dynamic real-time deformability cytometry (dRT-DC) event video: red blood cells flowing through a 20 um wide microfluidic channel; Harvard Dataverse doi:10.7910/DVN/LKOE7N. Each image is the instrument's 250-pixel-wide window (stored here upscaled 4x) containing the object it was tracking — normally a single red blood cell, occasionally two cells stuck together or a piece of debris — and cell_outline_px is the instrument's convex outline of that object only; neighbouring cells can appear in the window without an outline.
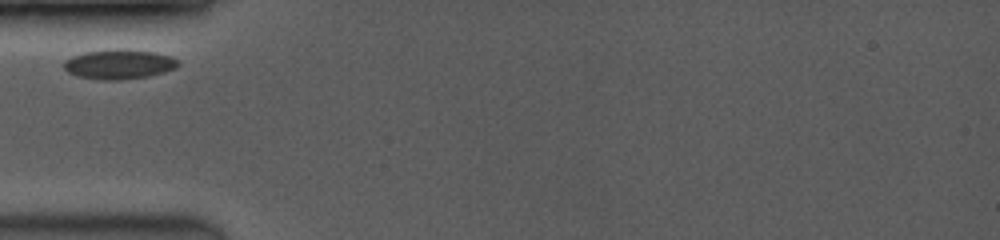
{"species": "common noctule bat (a hibernating species)", "species_latin": "Nyctalus noctula", "temperature_condition": "room temperature", "stored_images_in_passage": 32, "camera_frame_rate_fps": 3500, "um_per_image_px": 0.085, "animal": {"sex": "female", "body_mass_g": 19.0, "forearm_length_mm": 53.3}, "frame": {"image": 1, "passage_image": 1, "time_ms": 0.0, "image_size_px": [1000, 240], "cell_outline_px": [[180, 64], [176, 68], [164, 72], [148, 76], [120, 80], [100, 80], [76, 76], [68, 72], [64, 68], [64, 60], [72, 56], [84, 52], [116, 48], [124, 48], [152, 52], [168, 56], [176, 60]], "centroid_in_image_um": [10.08, 5.46], "position_along_channel_um": 74.9, "area_um2": 19.83}}
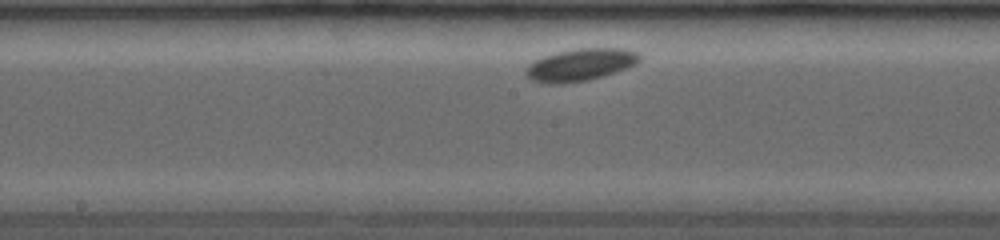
{"frame": {"image": 2, "passage_image": 13, "time_ms": 3.429, "image_size_px": [1000, 240], "cell_outline_px": [[640, 60], [636, 64], [588, 80], [564, 84], [548, 84], [532, 80], [524, 72], [528, 64], [544, 56], [556, 52], [580, 48], [624, 48], [640, 52]], "centroid_in_image_um": [49.32, 5.5], "position_along_channel_um": 198.9, "area_um2": 21.27}}
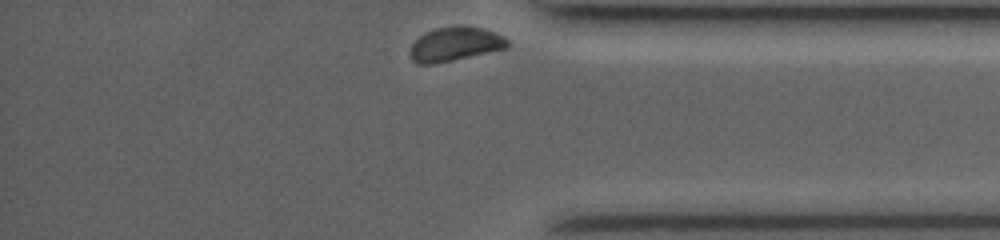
{"frame": {"image": 3, "passage_image": 32, "time_ms": 8.857, "image_size_px": [1000, 240], "cell_outline_px": [[508, 48], [452, 60], [432, 64], [416, 64], [412, 60], [408, 52], [412, 44], [420, 36], [436, 28], [484, 28], [496, 32], [504, 36], [508, 40]], "centroid_in_image_um": [38.68, 3.79], "position_along_channel_um": 396.5, "area_um2": 18.84}}